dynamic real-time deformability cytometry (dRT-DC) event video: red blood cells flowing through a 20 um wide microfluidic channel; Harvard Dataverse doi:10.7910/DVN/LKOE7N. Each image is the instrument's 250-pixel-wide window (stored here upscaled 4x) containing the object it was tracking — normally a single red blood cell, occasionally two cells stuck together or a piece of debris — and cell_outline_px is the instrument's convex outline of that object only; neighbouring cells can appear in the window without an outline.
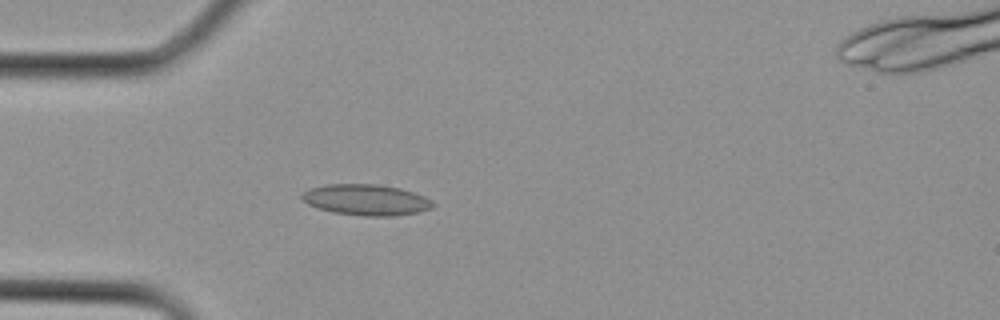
{"species": "Egyptian fruit bat (a non-hibernating species)", "species_latin": "Rousettus aegyptiacus", "temperature_condition": "cold", "stored_images_in_passage": 3, "camera_frame_rate_fps": 3000, "um_per_image_px": 0.085, "animal": {"sex": "female"}, "frame": {"image": 1, "passage_image": 2, "time_ms": 0.333, "image_size_px": [1000, 320], "cell_outline_px": [[436, 204], [432, 208], [420, 212], [392, 216], [364, 216], [332, 212], [308, 204], [300, 200], [300, 192], [308, 188], [328, 184], [380, 184], [400, 188], [416, 192], [432, 200]], "centroid_in_image_um": [31.12, 16.98], "position_along_channel_um": 53.9, "area_um2": 24.04}}